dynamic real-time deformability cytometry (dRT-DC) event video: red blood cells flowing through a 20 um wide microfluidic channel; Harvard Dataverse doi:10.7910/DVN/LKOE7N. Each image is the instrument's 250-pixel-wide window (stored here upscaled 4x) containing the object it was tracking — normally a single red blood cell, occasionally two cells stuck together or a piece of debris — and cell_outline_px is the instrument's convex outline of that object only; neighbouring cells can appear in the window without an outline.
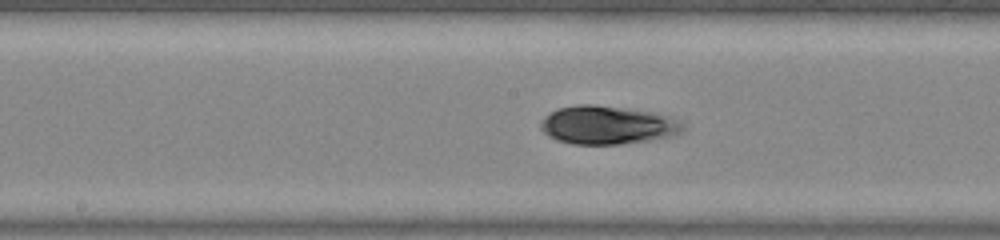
{"species": "common noctule bat (a hibernating species)", "species_latin": "Nyctalus noctula", "temperature_condition": "warm", "stored_images_in_passage": 51, "camera_frame_rate_fps": 3000, "um_per_image_px": 0.085, "animal": {"sex": "male", "body_mass_g": 20.0, "forearm_length_mm": 53.3}, "frame": {"image": 1, "passage_image": 26, "time_ms": 8.333, "image_size_px": [1000, 240], "cell_outline_px": [[684, 128], [680, 132], [668, 136], [648, 140], [620, 144], [572, 144], [556, 140], [548, 136], [540, 128], [540, 124], [544, 116], [556, 108], [576, 104], [592, 104], [648, 112], [676, 120], [684, 124]], "centroid_in_image_um": [51.51, 10.63], "position_along_channel_um": 196.7, "area_um2": 31.27}}
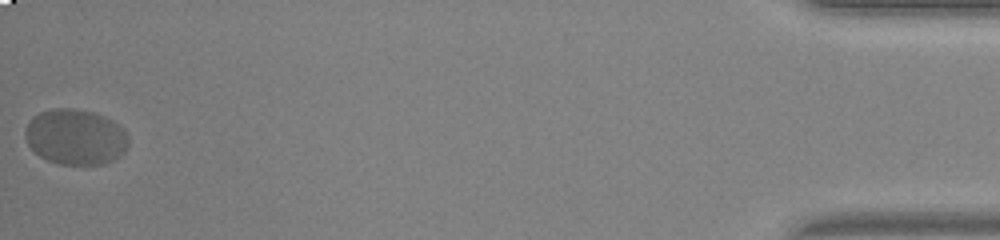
{"frame": {"image": 2, "passage_image": 51, "time_ms": 16.667, "image_size_px": [1000, 240], "cell_outline_px": [[128, 144], [124, 152], [120, 156], [104, 164], [56, 164], [40, 156], [28, 144], [24, 136], [24, 132], [32, 116], [40, 112], [52, 108], [72, 108], [96, 112], [112, 120], [128, 136]], "centroid_in_image_um": [6.4, 11.63], "position_along_channel_um": 428.8, "area_um2": 33.47}}